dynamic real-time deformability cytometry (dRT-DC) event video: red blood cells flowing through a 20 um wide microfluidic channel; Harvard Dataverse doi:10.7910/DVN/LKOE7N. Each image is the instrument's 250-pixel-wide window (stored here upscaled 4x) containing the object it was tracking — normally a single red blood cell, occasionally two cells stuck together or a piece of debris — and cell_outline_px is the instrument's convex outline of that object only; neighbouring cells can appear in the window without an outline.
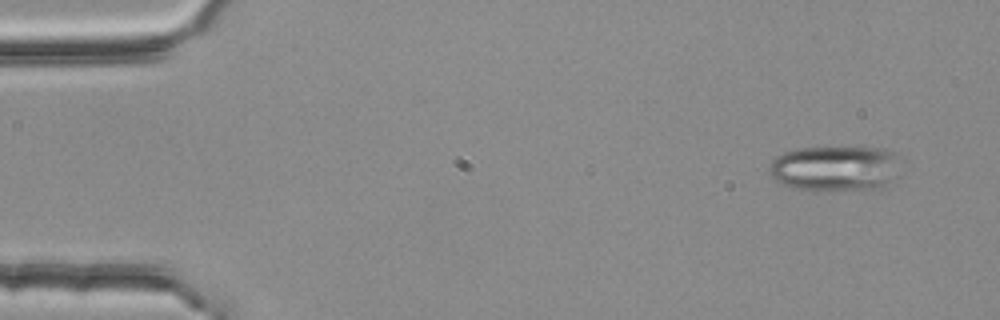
{"species": "common noctule bat (a hibernating species)", "species_latin": "Nyctalus noctula", "temperature_condition": "room temperature", "stored_images_in_passage": 5, "camera_frame_rate_fps": 3000, "um_per_image_px": 0.085, "animal": {"sex": "female", "body_mass_g": 25.1}, "frame": {"image": 1, "passage_image": 1, "time_ms": 0.0, "image_size_px": [1000, 320], "cell_outline_px": [[896, 156], [892, 180], [888, 188], [796, 188], [784, 184], [776, 180], [772, 176], [768, 168], [772, 160], [776, 156], [784, 152], [796, 148], [884, 148], [892, 152]], "centroid_in_image_um": [70.93, 14.27], "position_along_channel_um": 14.1, "area_um2": 33.47}}